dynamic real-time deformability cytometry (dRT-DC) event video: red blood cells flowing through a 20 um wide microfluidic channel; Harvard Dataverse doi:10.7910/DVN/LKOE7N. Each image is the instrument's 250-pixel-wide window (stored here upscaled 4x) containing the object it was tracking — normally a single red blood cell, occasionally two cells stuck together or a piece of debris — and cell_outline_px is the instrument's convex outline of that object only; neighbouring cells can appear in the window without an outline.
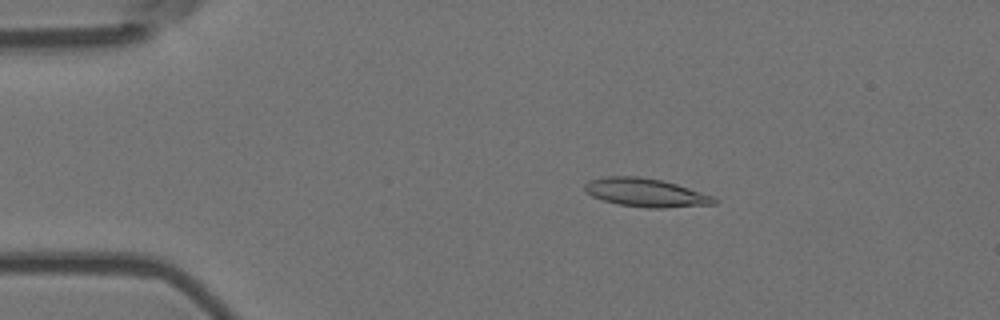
{"species": "Egyptian fruit bat (a non-hibernating species)", "species_latin": "Rousettus aegyptiacus", "temperature_condition": "room temperature", "stored_images_in_passage": 55, "camera_frame_rate_fps": 3000, "um_per_image_px": 0.085, "animal": {"sex": "female"}, "frame": {"image": 1, "passage_image": 10, "time_ms": 3.0, "image_size_px": [1000, 320], "cell_outline_px": [[716, 204], [664, 208], [648, 208], [616, 204], [592, 196], [584, 188], [584, 184], [588, 180], [604, 176], [636, 176], [660, 180], [676, 184], [712, 196], [716, 200]], "centroid_in_image_um": [54.84, 16.37], "position_along_channel_um": 30.2, "area_um2": 21.27}}
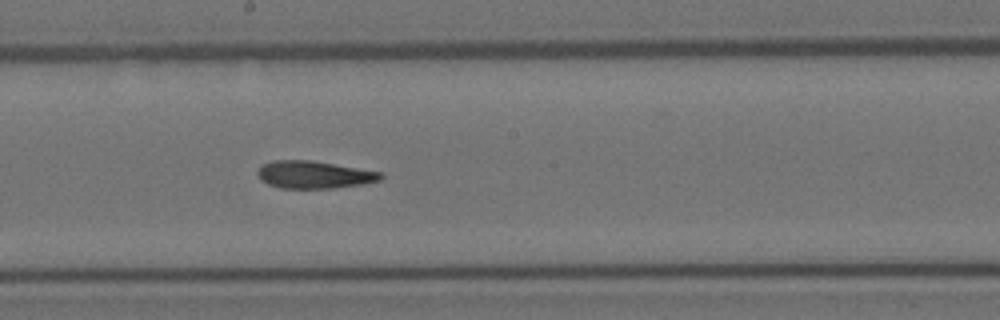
{"frame": {"image": 2, "passage_image": 30, "time_ms": 9.667, "image_size_px": [1000, 320], "cell_outline_px": [[384, 176], [380, 180], [364, 184], [332, 188], [280, 188], [268, 184], [260, 180], [256, 172], [260, 164], [272, 160], [312, 160], [380, 172]], "centroid_in_image_um": [26.64, 14.84], "position_along_channel_um": 221.6, "area_um2": 19.83}}
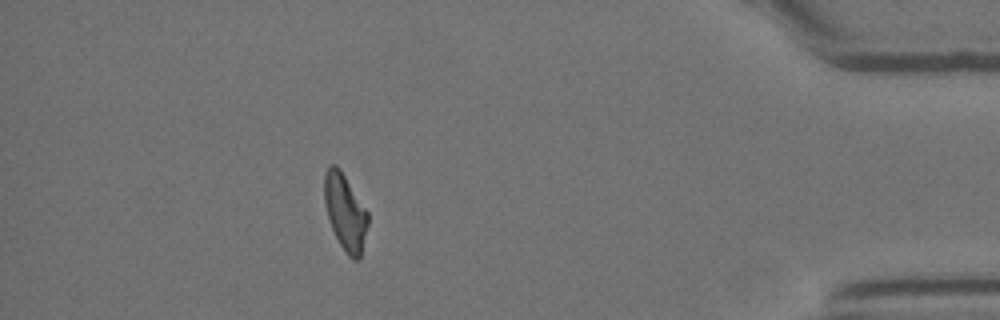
{"frame": {"image": 3, "passage_image": 49, "time_ms": 16.0, "image_size_px": [1000, 320], "cell_outline_px": [[368, 224], [360, 256], [356, 260], [352, 260], [348, 256], [340, 244], [332, 228], [324, 204], [324, 172], [328, 164], [336, 164], [340, 168], [368, 212]], "centroid_in_image_um": [29.32, 17.98], "position_along_channel_um": 405.9, "area_um2": 19.31}, "authors_computed_cell_mechanics": {"area_um2": 19.941, "velocity_mm_per_s": 3.6699, "shape_relaxation_time_tau1_ms": null, "shape_relaxation_time_tau2_ms": 5.3129, "deformation_change_tau1": null, "deformation_change_tau2": 0.1473}}